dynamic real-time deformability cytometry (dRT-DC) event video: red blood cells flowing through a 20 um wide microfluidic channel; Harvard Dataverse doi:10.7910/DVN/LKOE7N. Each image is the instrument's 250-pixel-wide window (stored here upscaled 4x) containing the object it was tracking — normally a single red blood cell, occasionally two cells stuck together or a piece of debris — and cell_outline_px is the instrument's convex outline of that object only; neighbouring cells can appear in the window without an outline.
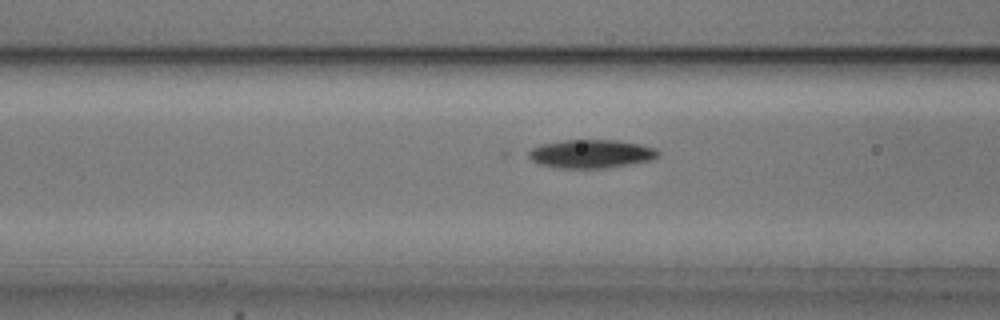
{"species": "common noctule bat (a hibernating species)", "species_latin": "Nyctalus noctula", "temperature_condition": "cold", "stored_images_in_passage": 32, "camera_frame_rate_fps": 3000, "um_per_image_px": 0.085, "animal": {"sex": "male", "body_mass_g": 20.5, "forearm_length_mm": 52.5}, "frame": {"image": 1, "passage_image": 5, "time_ms": 1.333, "image_size_px": [1000, 320], "cell_outline_px": [[660, 156], [652, 160], [628, 164], [600, 168], [560, 168], [536, 164], [524, 152], [540, 144], [564, 140], [616, 140], [640, 144], [656, 148], [660, 152]], "centroid_in_image_um": [50.21, 13.07], "position_along_channel_um": 116.4, "area_um2": 21.68}}
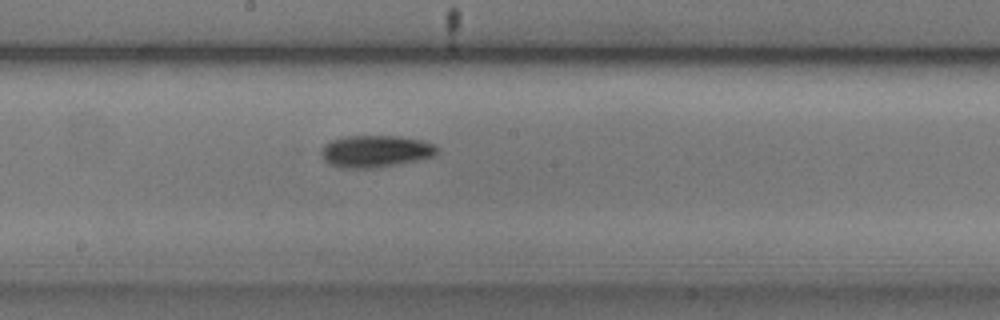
{"frame": {"image": 2, "passage_image": 13, "time_ms": 4.0, "image_size_px": [1000, 320], "cell_outline_px": [[440, 152], [432, 156], [416, 160], [376, 168], [336, 168], [328, 164], [320, 156], [320, 148], [328, 140], [344, 136], [400, 136], [420, 140], [436, 144], [440, 148]], "centroid_in_image_um": [31.86, 12.85], "position_along_channel_um": 216.3, "area_um2": 22.08}}
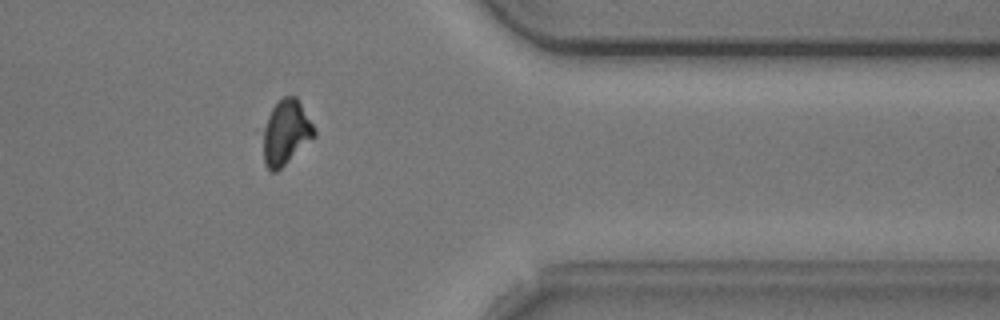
{"frame": {"image": 3, "passage_image": 28, "time_ms": 9.0, "image_size_px": [1000, 320], "cell_outline_px": [[316, 136], [276, 172], [272, 172], [264, 164], [264, 128], [268, 116], [272, 108], [284, 96], [296, 96], [316, 128]], "centroid_in_image_um": [24.34, 11.26], "position_along_channel_um": 387.1, "area_um2": 19.07}, "authors_computed_cell_mechanics": {"area_um2": 21.0681, "velocity_mm_per_s": 3.7358, "shape_relaxation_time_tau1_ms": null, "shape_relaxation_time_tau2_ms": 4.0951, "deformation_change_tau1": null, "deformation_change_tau2": 0.0923}}